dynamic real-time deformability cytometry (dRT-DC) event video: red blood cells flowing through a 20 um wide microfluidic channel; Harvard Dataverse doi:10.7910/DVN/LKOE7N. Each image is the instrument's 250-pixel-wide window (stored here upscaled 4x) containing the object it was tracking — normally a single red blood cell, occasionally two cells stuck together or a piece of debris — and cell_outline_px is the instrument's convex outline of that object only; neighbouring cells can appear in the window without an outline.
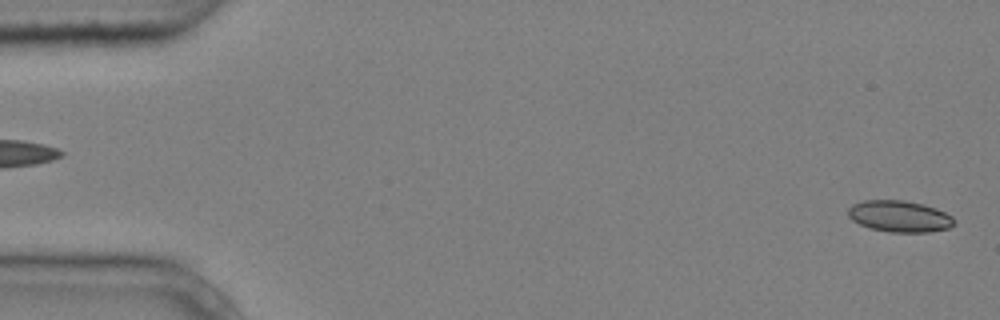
{"species": "common noctule bat (a hibernating species)", "species_latin": "Nyctalus noctula", "temperature_condition": "cold", "stored_images_in_passage": 5, "segment_of_instrument_passage": [2, 2], "camera_frame_rate_fps": 3000, "um_per_image_px": 0.085, "animal": {"sex": "male", "body_mass_g": 20.4}, "frame": {"image": 1, "passage_image": 5, "time_ms": 1.333, "image_size_px": [1000, 320], "cell_outline_px": [[956, 224], [948, 228], [928, 232], [888, 232], [872, 228], [860, 224], [852, 220], [848, 216], [848, 208], [852, 204], [864, 200], [904, 200], [924, 204], [936, 208], [952, 216], [956, 220]], "centroid_in_image_um": [76.47, 18.38], "position_along_channel_um": 8.5, "area_um2": 19.54}}